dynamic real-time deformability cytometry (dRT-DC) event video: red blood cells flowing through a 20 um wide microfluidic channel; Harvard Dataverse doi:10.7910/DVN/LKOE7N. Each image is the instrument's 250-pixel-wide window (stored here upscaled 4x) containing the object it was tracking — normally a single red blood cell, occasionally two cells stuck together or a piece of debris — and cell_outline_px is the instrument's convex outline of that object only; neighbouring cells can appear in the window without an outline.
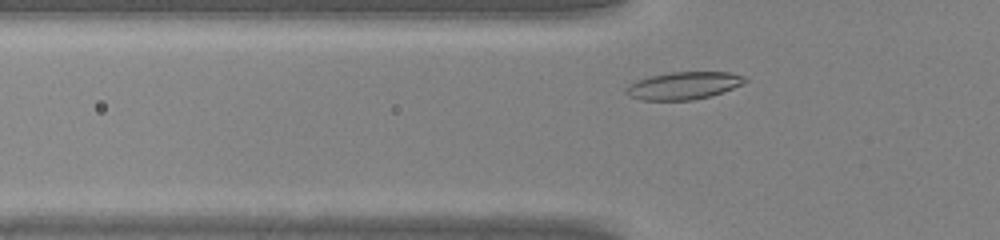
{"species": "common noctule bat (a hibernating species)", "species_latin": "Nyctalus noctula", "temperature_condition": "warm", "stored_images_in_passage": 28, "camera_frame_rate_fps": 3000, "um_per_image_px": 0.085, "animal": {"sex": "male", "body_mass_g": 20.0, "forearm_length_mm": 53.3}, "frame": {"image": 1, "passage_image": 5, "time_ms": 1.333, "image_size_px": [1000, 240], "cell_outline_px": [[748, 80], [732, 88], [712, 96], [692, 100], [640, 100], [632, 96], [628, 92], [628, 88], [636, 80], [648, 76], [672, 72], [732, 72], [744, 76]], "centroid_in_image_um": [58.15, 7.27], "position_along_channel_um": 67.6, "area_um2": 18.79}}
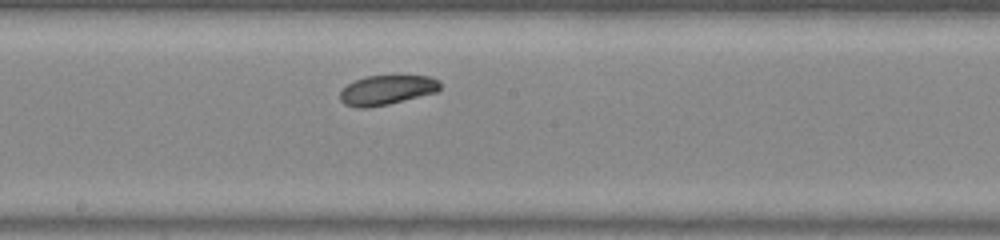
{"frame": {"image": 2, "passage_image": 15, "time_ms": 4.667, "image_size_px": [1000, 240], "cell_outline_px": [[440, 88], [436, 92], [388, 104], [368, 108], [360, 108], [344, 104], [340, 100], [340, 92], [348, 84], [356, 80], [368, 76], [428, 76], [440, 80]], "centroid_in_image_um": [32.88, 7.65], "position_along_channel_um": 215.3, "area_um2": 17.05}}
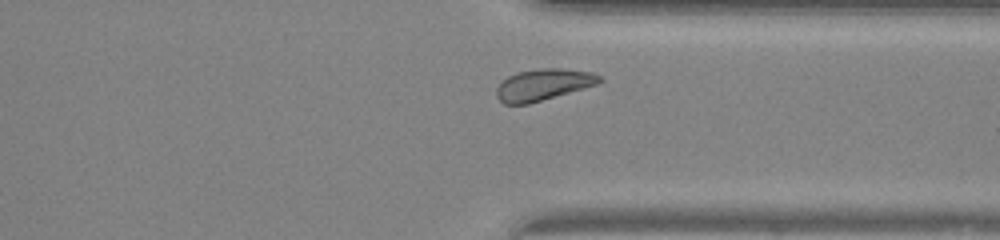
{"frame": {"image": 3, "passage_image": 25, "time_ms": 8.0, "image_size_px": [1000, 240], "cell_outline_px": [[604, 80], [596, 84], [584, 88], [528, 104], [504, 104], [496, 96], [496, 88], [508, 76], [516, 72], [540, 68], [560, 68], [592, 72], [600, 76]], "centroid_in_image_um": [46.17, 7.19], "position_along_channel_um": 365.2, "area_um2": 18.79}}